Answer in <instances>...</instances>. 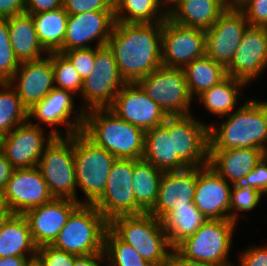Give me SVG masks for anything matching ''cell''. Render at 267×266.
I'll return each mask as SVG.
<instances>
[{"instance_id":"19","label":"cell","mask_w":267,"mask_h":266,"mask_svg":"<svg viewBox=\"0 0 267 266\" xmlns=\"http://www.w3.org/2000/svg\"><path fill=\"white\" fill-rule=\"evenodd\" d=\"M267 68V27L251 26L243 34L242 41L226 67L227 76L249 85Z\"/></svg>"},{"instance_id":"43","label":"cell","mask_w":267,"mask_h":266,"mask_svg":"<svg viewBox=\"0 0 267 266\" xmlns=\"http://www.w3.org/2000/svg\"><path fill=\"white\" fill-rule=\"evenodd\" d=\"M63 8L68 15L90 11H114V0H63Z\"/></svg>"},{"instance_id":"44","label":"cell","mask_w":267,"mask_h":266,"mask_svg":"<svg viewBox=\"0 0 267 266\" xmlns=\"http://www.w3.org/2000/svg\"><path fill=\"white\" fill-rule=\"evenodd\" d=\"M36 256L44 266H73L74 259L77 257L66 251L58 250L52 245L39 247Z\"/></svg>"},{"instance_id":"8","label":"cell","mask_w":267,"mask_h":266,"mask_svg":"<svg viewBox=\"0 0 267 266\" xmlns=\"http://www.w3.org/2000/svg\"><path fill=\"white\" fill-rule=\"evenodd\" d=\"M236 224L232 220H207L175 249L190 260L215 266H234L227 258Z\"/></svg>"},{"instance_id":"32","label":"cell","mask_w":267,"mask_h":266,"mask_svg":"<svg viewBox=\"0 0 267 266\" xmlns=\"http://www.w3.org/2000/svg\"><path fill=\"white\" fill-rule=\"evenodd\" d=\"M246 85L242 80L227 76L219 84L205 90L197 98L209 112L224 117L235 111L236 104H239L237 103L238 96L241 97L242 94L240 89H243L242 87H246Z\"/></svg>"},{"instance_id":"53","label":"cell","mask_w":267,"mask_h":266,"mask_svg":"<svg viewBox=\"0 0 267 266\" xmlns=\"http://www.w3.org/2000/svg\"><path fill=\"white\" fill-rule=\"evenodd\" d=\"M158 1V3H159V6L161 7V9L167 14V16L168 15H170L173 11H174V9L180 4V2L182 1V0H157ZM167 2H168V4H169V6H168V4H167ZM167 5V7H166V5ZM165 5V6H164ZM162 6L163 7H165L164 9L162 8Z\"/></svg>"},{"instance_id":"47","label":"cell","mask_w":267,"mask_h":266,"mask_svg":"<svg viewBox=\"0 0 267 266\" xmlns=\"http://www.w3.org/2000/svg\"><path fill=\"white\" fill-rule=\"evenodd\" d=\"M63 7V0H26L27 14L48 12Z\"/></svg>"},{"instance_id":"27","label":"cell","mask_w":267,"mask_h":266,"mask_svg":"<svg viewBox=\"0 0 267 266\" xmlns=\"http://www.w3.org/2000/svg\"><path fill=\"white\" fill-rule=\"evenodd\" d=\"M230 5V0H182L168 17L180 25L206 30Z\"/></svg>"},{"instance_id":"11","label":"cell","mask_w":267,"mask_h":266,"mask_svg":"<svg viewBox=\"0 0 267 266\" xmlns=\"http://www.w3.org/2000/svg\"><path fill=\"white\" fill-rule=\"evenodd\" d=\"M47 133V136H44L43 127L27 120L1 137L0 150L14 169L35 167L52 140L56 136H64L56 127Z\"/></svg>"},{"instance_id":"1","label":"cell","mask_w":267,"mask_h":266,"mask_svg":"<svg viewBox=\"0 0 267 266\" xmlns=\"http://www.w3.org/2000/svg\"><path fill=\"white\" fill-rule=\"evenodd\" d=\"M162 27L163 22L115 23L107 46L127 83H136L162 65Z\"/></svg>"},{"instance_id":"36","label":"cell","mask_w":267,"mask_h":266,"mask_svg":"<svg viewBox=\"0 0 267 266\" xmlns=\"http://www.w3.org/2000/svg\"><path fill=\"white\" fill-rule=\"evenodd\" d=\"M0 138L28 120V109L23 105L10 82H0Z\"/></svg>"},{"instance_id":"16","label":"cell","mask_w":267,"mask_h":266,"mask_svg":"<svg viewBox=\"0 0 267 266\" xmlns=\"http://www.w3.org/2000/svg\"><path fill=\"white\" fill-rule=\"evenodd\" d=\"M2 195L4 205L14 214H24L54 199L37 166L14 169Z\"/></svg>"},{"instance_id":"30","label":"cell","mask_w":267,"mask_h":266,"mask_svg":"<svg viewBox=\"0 0 267 266\" xmlns=\"http://www.w3.org/2000/svg\"><path fill=\"white\" fill-rule=\"evenodd\" d=\"M206 221L194 202L189 203V206L175 208L161 220L173 249L192 236Z\"/></svg>"},{"instance_id":"34","label":"cell","mask_w":267,"mask_h":266,"mask_svg":"<svg viewBox=\"0 0 267 266\" xmlns=\"http://www.w3.org/2000/svg\"><path fill=\"white\" fill-rule=\"evenodd\" d=\"M191 97H198L205 90L219 84L227 77L226 68L206 54L183 68Z\"/></svg>"},{"instance_id":"49","label":"cell","mask_w":267,"mask_h":266,"mask_svg":"<svg viewBox=\"0 0 267 266\" xmlns=\"http://www.w3.org/2000/svg\"><path fill=\"white\" fill-rule=\"evenodd\" d=\"M14 168L11 163L7 160L4 153L0 150V191L6 187L7 181L12 175Z\"/></svg>"},{"instance_id":"2","label":"cell","mask_w":267,"mask_h":266,"mask_svg":"<svg viewBox=\"0 0 267 266\" xmlns=\"http://www.w3.org/2000/svg\"><path fill=\"white\" fill-rule=\"evenodd\" d=\"M219 128L209 125V150L257 148L267 151V102L249 99Z\"/></svg>"},{"instance_id":"46","label":"cell","mask_w":267,"mask_h":266,"mask_svg":"<svg viewBox=\"0 0 267 266\" xmlns=\"http://www.w3.org/2000/svg\"><path fill=\"white\" fill-rule=\"evenodd\" d=\"M240 254L238 266H267V245L251 246L244 249Z\"/></svg>"},{"instance_id":"20","label":"cell","mask_w":267,"mask_h":266,"mask_svg":"<svg viewBox=\"0 0 267 266\" xmlns=\"http://www.w3.org/2000/svg\"><path fill=\"white\" fill-rule=\"evenodd\" d=\"M231 186L209 165L197 167L194 204L207 220H230Z\"/></svg>"},{"instance_id":"52","label":"cell","mask_w":267,"mask_h":266,"mask_svg":"<svg viewBox=\"0 0 267 266\" xmlns=\"http://www.w3.org/2000/svg\"><path fill=\"white\" fill-rule=\"evenodd\" d=\"M28 257V258H27ZM36 256H5L0 257V266H25L27 261Z\"/></svg>"},{"instance_id":"31","label":"cell","mask_w":267,"mask_h":266,"mask_svg":"<svg viewBox=\"0 0 267 266\" xmlns=\"http://www.w3.org/2000/svg\"><path fill=\"white\" fill-rule=\"evenodd\" d=\"M163 173L143 159H134L133 191L137 206L144 213H149L157 202Z\"/></svg>"},{"instance_id":"48","label":"cell","mask_w":267,"mask_h":266,"mask_svg":"<svg viewBox=\"0 0 267 266\" xmlns=\"http://www.w3.org/2000/svg\"><path fill=\"white\" fill-rule=\"evenodd\" d=\"M26 0H0V18H10L25 13Z\"/></svg>"},{"instance_id":"21","label":"cell","mask_w":267,"mask_h":266,"mask_svg":"<svg viewBox=\"0 0 267 266\" xmlns=\"http://www.w3.org/2000/svg\"><path fill=\"white\" fill-rule=\"evenodd\" d=\"M9 82L30 110L55 88L52 52L37 60L21 62Z\"/></svg>"},{"instance_id":"39","label":"cell","mask_w":267,"mask_h":266,"mask_svg":"<svg viewBox=\"0 0 267 266\" xmlns=\"http://www.w3.org/2000/svg\"><path fill=\"white\" fill-rule=\"evenodd\" d=\"M19 66L9 39L7 18H0V82H9Z\"/></svg>"},{"instance_id":"26","label":"cell","mask_w":267,"mask_h":266,"mask_svg":"<svg viewBox=\"0 0 267 266\" xmlns=\"http://www.w3.org/2000/svg\"><path fill=\"white\" fill-rule=\"evenodd\" d=\"M143 160L163 172L177 171L188 166L174 154L173 133L159 125L145 132Z\"/></svg>"},{"instance_id":"55","label":"cell","mask_w":267,"mask_h":266,"mask_svg":"<svg viewBox=\"0 0 267 266\" xmlns=\"http://www.w3.org/2000/svg\"><path fill=\"white\" fill-rule=\"evenodd\" d=\"M148 266H172L171 253H170L169 257L166 258L165 260H163L161 262H157V263H150Z\"/></svg>"},{"instance_id":"5","label":"cell","mask_w":267,"mask_h":266,"mask_svg":"<svg viewBox=\"0 0 267 266\" xmlns=\"http://www.w3.org/2000/svg\"><path fill=\"white\" fill-rule=\"evenodd\" d=\"M109 228L149 263L165 260L173 249L162 222L150 213L117 216Z\"/></svg>"},{"instance_id":"35","label":"cell","mask_w":267,"mask_h":266,"mask_svg":"<svg viewBox=\"0 0 267 266\" xmlns=\"http://www.w3.org/2000/svg\"><path fill=\"white\" fill-rule=\"evenodd\" d=\"M116 22L156 23L168 17L157 0H114Z\"/></svg>"},{"instance_id":"50","label":"cell","mask_w":267,"mask_h":266,"mask_svg":"<svg viewBox=\"0 0 267 266\" xmlns=\"http://www.w3.org/2000/svg\"><path fill=\"white\" fill-rule=\"evenodd\" d=\"M100 261H106L104 253L77 256L74 259L73 266H101Z\"/></svg>"},{"instance_id":"29","label":"cell","mask_w":267,"mask_h":266,"mask_svg":"<svg viewBox=\"0 0 267 266\" xmlns=\"http://www.w3.org/2000/svg\"><path fill=\"white\" fill-rule=\"evenodd\" d=\"M35 245L30 227L23 214H13L0 230V257L36 256Z\"/></svg>"},{"instance_id":"41","label":"cell","mask_w":267,"mask_h":266,"mask_svg":"<svg viewBox=\"0 0 267 266\" xmlns=\"http://www.w3.org/2000/svg\"><path fill=\"white\" fill-rule=\"evenodd\" d=\"M84 80L91 75L95 63V47L61 51Z\"/></svg>"},{"instance_id":"25","label":"cell","mask_w":267,"mask_h":266,"mask_svg":"<svg viewBox=\"0 0 267 266\" xmlns=\"http://www.w3.org/2000/svg\"><path fill=\"white\" fill-rule=\"evenodd\" d=\"M264 151L257 148L209 150V163L229 184H241L243 179L263 158Z\"/></svg>"},{"instance_id":"3","label":"cell","mask_w":267,"mask_h":266,"mask_svg":"<svg viewBox=\"0 0 267 266\" xmlns=\"http://www.w3.org/2000/svg\"><path fill=\"white\" fill-rule=\"evenodd\" d=\"M82 132L117 159L143 157L145 132L120 119L109 108L86 111Z\"/></svg>"},{"instance_id":"40","label":"cell","mask_w":267,"mask_h":266,"mask_svg":"<svg viewBox=\"0 0 267 266\" xmlns=\"http://www.w3.org/2000/svg\"><path fill=\"white\" fill-rule=\"evenodd\" d=\"M263 194L258 190L241 184L232 185L230 197V220L237 223L238 213L253 210L260 202Z\"/></svg>"},{"instance_id":"7","label":"cell","mask_w":267,"mask_h":266,"mask_svg":"<svg viewBox=\"0 0 267 266\" xmlns=\"http://www.w3.org/2000/svg\"><path fill=\"white\" fill-rule=\"evenodd\" d=\"M37 168L54 198L73 199L82 204L76 193L74 134L56 136L43 151Z\"/></svg>"},{"instance_id":"57","label":"cell","mask_w":267,"mask_h":266,"mask_svg":"<svg viewBox=\"0 0 267 266\" xmlns=\"http://www.w3.org/2000/svg\"><path fill=\"white\" fill-rule=\"evenodd\" d=\"M3 206H4L3 195L2 192L0 191V208H2Z\"/></svg>"},{"instance_id":"14","label":"cell","mask_w":267,"mask_h":266,"mask_svg":"<svg viewBox=\"0 0 267 266\" xmlns=\"http://www.w3.org/2000/svg\"><path fill=\"white\" fill-rule=\"evenodd\" d=\"M206 54L205 30L180 25L169 17L162 27V65L184 68Z\"/></svg>"},{"instance_id":"28","label":"cell","mask_w":267,"mask_h":266,"mask_svg":"<svg viewBox=\"0 0 267 266\" xmlns=\"http://www.w3.org/2000/svg\"><path fill=\"white\" fill-rule=\"evenodd\" d=\"M9 39L19 62L37 60L49 52L37 36L32 16L27 13L7 18ZM43 53V54H42Z\"/></svg>"},{"instance_id":"23","label":"cell","mask_w":267,"mask_h":266,"mask_svg":"<svg viewBox=\"0 0 267 266\" xmlns=\"http://www.w3.org/2000/svg\"><path fill=\"white\" fill-rule=\"evenodd\" d=\"M72 95L74 94L71 91L54 88L42 101L28 110V120H32V118L39 120L40 124L33 123L38 126L41 123L50 127L64 124L66 127L64 136H71L74 133L81 132L85 112L79 109V113L72 117L75 105L74 96Z\"/></svg>"},{"instance_id":"56","label":"cell","mask_w":267,"mask_h":266,"mask_svg":"<svg viewBox=\"0 0 267 266\" xmlns=\"http://www.w3.org/2000/svg\"><path fill=\"white\" fill-rule=\"evenodd\" d=\"M25 266H44L40 259L36 256L27 261Z\"/></svg>"},{"instance_id":"17","label":"cell","mask_w":267,"mask_h":266,"mask_svg":"<svg viewBox=\"0 0 267 266\" xmlns=\"http://www.w3.org/2000/svg\"><path fill=\"white\" fill-rule=\"evenodd\" d=\"M109 109L144 132L162 125L168 117L137 83H126L116 94Z\"/></svg>"},{"instance_id":"12","label":"cell","mask_w":267,"mask_h":266,"mask_svg":"<svg viewBox=\"0 0 267 266\" xmlns=\"http://www.w3.org/2000/svg\"><path fill=\"white\" fill-rule=\"evenodd\" d=\"M133 170L134 159H117L110 170L103 194L93 203L108 222L117 216L144 213L135 199Z\"/></svg>"},{"instance_id":"45","label":"cell","mask_w":267,"mask_h":266,"mask_svg":"<svg viewBox=\"0 0 267 266\" xmlns=\"http://www.w3.org/2000/svg\"><path fill=\"white\" fill-rule=\"evenodd\" d=\"M241 185L251 187L261 194L267 195V159L264 156L243 179Z\"/></svg>"},{"instance_id":"38","label":"cell","mask_w":267,"mask_h":266,"mask_svg":"<svg viewBox=\"0 0 267 266\" xmlns=\"http://www.w3.org/2000/svg\"><path fill=\"white\" fill-rule=\"evenodd\" d=\"M55 88L71 91L74 95L81 92L83 79L69 59L60 52H52Z\"/></svg>"},{"instance_id":"24","label":"cell","mask_w":267,"mask_h":266,"mask_svg":"<svg viewBox=\"0 0 267 266\" xmlns=\"http://www.w3.org/2000/svg\"><path fill=\"white\" fill-rule=\"evenodd\" d=\"M196 181L197 167L164 172L157 202L149 213L161 221L175 208L189 206L194 202Z\"/></svg>"},{"instance_id":"59","label":"cell","mask_w":267,"mask_h":266,"mask_svg":"<svg viewBox=\"0 0 267 266\" xmlns=\"http://www.w3.org/2000/svg\"><path fill=\"white\" fill-rule=\"evenodd\" d=\"M264 157L267 159V151L264 153Z\"/></svg>"},{"instance_id":"15","label":"cell","mask_w":267,"mask_h":266,"mask_svg":"<svg viewBox=\"0 0 267 266\" xmlns=\"http://www.w3.org/2000/svg\"><path fill=\"white\" fill-rule=\"evenodd\" d=\"M248 27L249 22L245 14L236 5L231 4L218 20L205 30L206 55L226 68Z\"/></svg>"},{"instance_id":"37","label":"cell","mask_w":267,"mask_h":266,"mask_svg":"<svg viewBox=\"0 0 267 266\" xmlns=\"http://www.w3.org/2000/svg\"><path fill=\"white\" fill-rule=\"evenodd\" d=\"M104 254L106 266H148L139 252L122 241L110 228L105 234Z\"/></svg>"},{"instance_id":"33","label":"cell","mask_w":267,"mask_h":266,"mask_svg":"<svg viewBox=\"0 0 267 266\" xmlns=\"http://www.w3.org/2000/svg\"><path fill=\"white\" fill-rule=\"evenodd\" d=\"M40 43L48 52L63 51L68 14L63 7L48 12L30 14Z\"/></svg>"},{"instance_id":"22","label":"cell","mask_w":267,"mask_h":266,"mask_svg":"<svg viewBox=\"0 0 267 266\" xmlns=\"http://www.w3.org/2000/svg\"><path fill=\"white\" fill-rule=\"evenodd\" d=\"M80 204L73 199L54 198L48 203L26 211L23 215L28 221L35 245L38 248L52 245L71 213Z\"/></svg>"},{"instance_id":"18","label":"cell","mask_w":267,"mask_h":266,"mask_svg":"<svg viewBox=\"0 0 267 266\" xmlns=\"http://www.w3.org/2000/svg\"><path fill=\"white\" fill-rule=\"evenodd\" d=\"M115 23L114 11H90L68 15L63 51L90 48L89 44L95 40L96 47L106 46Z\"/></svg>"},{"instance_id":"51","label":"cell","mask_w":267,"mask_h":266,"mask_svg":"<svg viewBox=\"0 0 267 266\" xmlns=\"http://www.w3.org/2000/svg\"><path fill=\"white\" fill-rule=\"evenodd\" d=\"M171 264L172 266H215L210 263L187 259L176 249H172L171 251Z\"/></svg>"},{"instance_id":"13","label":"cell","mask_w":267,"mask_h":266,"mask_svg":"<svg viewBox=\"0 0 267 266\" xmlns=\"http://www.w3.org/2000/svg\"><path fill=\"white\" fill-rule=\"evenodd\" d=\"M192 114L168 116L162 124L173 133L174 154L188 167H203L209 163V124Z\"/></svg>"},{"instance_id":"4","label":"cell","mask_w":267,"mask_h":266,"mask_svg":"<svg viewBox=\"0 0 267 266\" xmlns=\"http://www.w3.org/2000/svg\"><path fill=\"white\" fill-rule=\"evenodd\" d=\"M109 222L93 204H80L60 230L52 246L76 256L104 253Z\"/></svg>"},{"instance_id":"6","label":"cell","mask_w":267,"mask_h":266,"mask_svg":"<svg viewBox=\"0 0 267 266\" xmlns=\"http://www.w3.org/2000/svg\"><path fill=\"white\" fill-rule=\"evenodd\" d=\"M117 158L96 145L82 131L74 133V168L76 184L93 204L104 192L110 170Z\"/></svg>"},{"instance_id":"9","label":"cell","mask_w":267,"mask_h":266,"mask_svg":"<svg viewBox=\"0 0 267 266\" xmlns=\"http://www.w3.org/2000/svg\"><path fill=\"white\" fill-rule=\"evenodd\" d=\"M168 116L188 115L193 101L182 68L161 65L136 82Z\"/></svg>"},{"instance_id":"58","label":"cell","mask_w":267,"mask_h":266,"mask_svg":"<svg viewBox=\"0 0 267 266\" xmlns=\"http://www.w3.org/2000/svg\"><path fill=\"white\" fill-rule=\"evenodd\" d=\"M240 0H230L231 4L236 5Z\"/></svg>"},{"instance_id":"54","label":"cell","mask_w":267,"mask_h":266,"mask_svg":"<svg viewBox=\"0 0 267 266\" xmlns=\"http://www.w3.org/2000/svg\"><path fill=\"white\" fill-rule=\"evenodd\" d=\"M14 213L5 205L0 208V230Z\"/></svg>"},{"instance_id":"10","label":"cell","mask_w":267,"mask_h":266,"mask_svg":"<svg viewBox=\"0 0 267 266\" xmlns=\"http://www.w3.org/2000/svg\"><path fill=\"white\" fill-rule=\"evenodd\" d=\"M127 82L122 78L113 52L106 46H95V63L91 75L83 80L81 96L84 112L109 108L116 94Z\"/></svg>"},{"instance_id":"42","label":"cell","mask_w":267,"mask_h":266,"mask_svg":"<svg viewBox=\"0 0 267 266\" xmlns=\"http://www.w3.org/2000/svg\"><path fill=\"white\" fill-rule=\"evenodd\" d=\"M236 6L251 26L267 27V0H240Z\"/></svg>"}]
</instances>
